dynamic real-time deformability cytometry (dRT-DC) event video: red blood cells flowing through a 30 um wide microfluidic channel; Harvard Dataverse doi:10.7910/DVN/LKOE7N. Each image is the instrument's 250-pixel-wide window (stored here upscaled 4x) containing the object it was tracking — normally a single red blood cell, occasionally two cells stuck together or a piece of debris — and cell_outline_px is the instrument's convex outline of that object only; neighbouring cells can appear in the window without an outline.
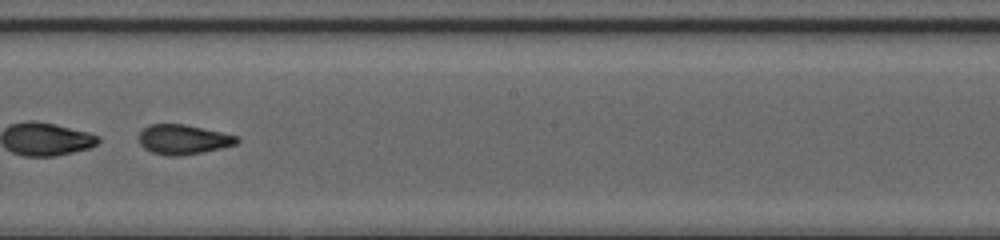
{"species": "common noctule bat (a hibernating species)", "species_latin": "Nyctalus noctula", "temperature_condition": "cold", "stored_images_in_passage": 51, "segment_of_instrument_passage": [2, 2], "camera_frame_rate_fps": 3000, "um_per_image_px": 0.085, "animal": {"sex": "female", "body_mass_g": 20.0, "forearm_length_mm": 54.0}, "frame": {"image": 1, "passage_image": 32, "time_ms": 10.333, "image_size_px": [1000, 240], "cell_outline_px": [[240, 140], [236, 144], [204, 152], [180, 156], [168, 156], [152, 152], [144, 148], [140, 144], [136, 136], [148, 124], [184, 124], [220, 132], [236, 136]], "centroid_in_image_um": [15.52, 11.86], "position_along_channel_um": 232.7, "area_um2": 16.99}}
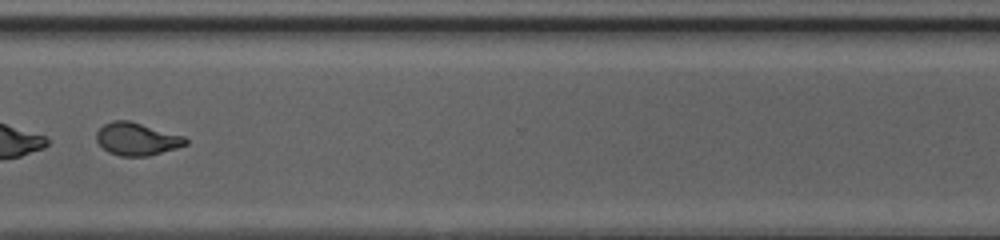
{"frame": {"image": 2, "passage_image": 41, "time_ms": 13.333, "image_size_px": [1000, 240], "cell_outline_px": [[188, 144], [176, 148], [148, 156], [120, 156], [108, 152], [96, 140], [96, 132], [104, 124], [112, 120], [128, 120], [184, 136], [188, 140]], "centroid_in_image_um": [11.62, 11.81], "position_along_channel_um": 359.0, "area_um2": 16.88}}